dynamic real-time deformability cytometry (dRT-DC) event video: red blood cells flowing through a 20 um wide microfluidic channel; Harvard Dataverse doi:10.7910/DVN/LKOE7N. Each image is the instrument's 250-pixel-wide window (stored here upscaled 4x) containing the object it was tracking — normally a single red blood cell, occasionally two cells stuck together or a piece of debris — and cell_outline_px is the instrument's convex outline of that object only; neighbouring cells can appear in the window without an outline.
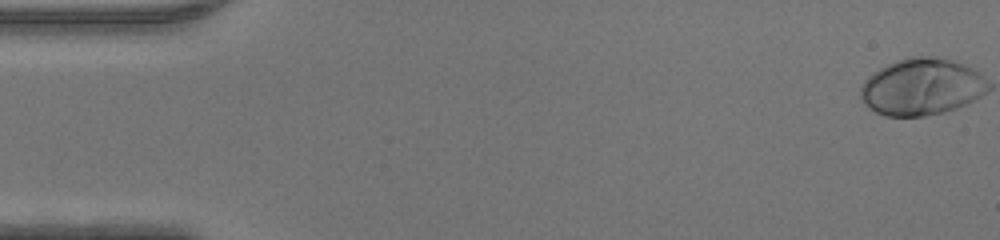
{"species": "human", "species_latin": "Homo sapiens", "temperature_condition": "warm", "stored_images_in_passage": 48, "camera_frame_rate_fps": 3000, "um_per_image_px": 0.085, "donor": {"sex": "male"}, "frame": {"image": 1, "passage_image": 1, "time_ms": 0.0, "image_size_px": [1000, 240], "cell_outline_px": [[964, 68], [956, 104], [948, 108], [936, 112], [920, 116], [888, 116], [872, 108], [864, 100], [864, 88], [868, 80], [872, 76], [884, 68], [904, 60], [940, 60], [956, 64]], "centroid_in_image_um": [77.72, 7.47], "position_along_channel_um": 7.3, "area_um2": 32.83}}
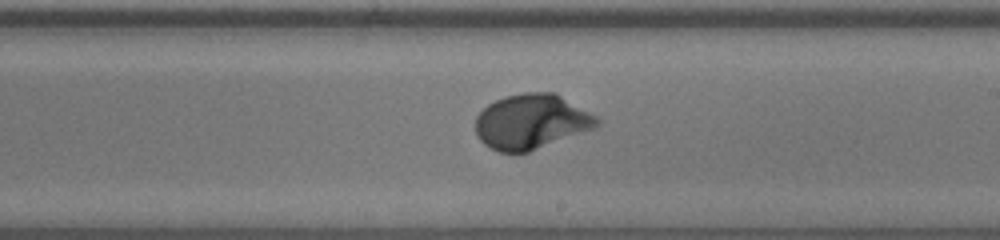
{"frame": {"image": 2, "passage_image": 28, "time_ms": 9.0, "image_size_px": [1000, 240], "cell_outline_px": [[596, 124], [524, 152], [500, 152], [492, 148], [476, 132], [476, 120], [480, 112], [488, 104], [496, 100], [508, 96], [540, 92], [552, 92], [592, 116], [596, 120]], "centroid_in_image_um": [45.0, 10.32], "position_along_channel_um": 244.0, "area_um2": 35.84}}
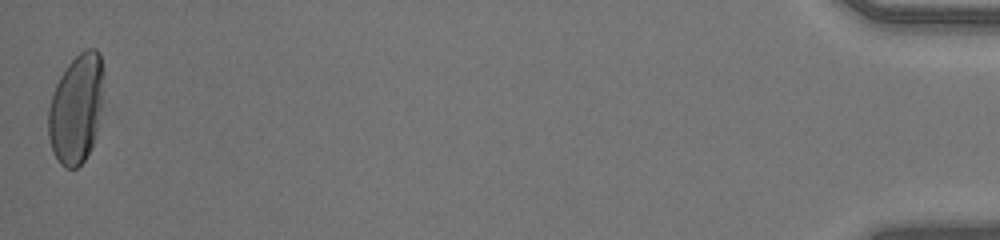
{"frame": {"image": 3, "passage_image": 48, "time_ms": 15.667, "image_size_px": [1000, 240], "cell_outline_px": [[100, 76], [92, 144], [84, 160], [76, 168], [68, 168], [56, 156], [52, 148], [48, 132], [48, 112], [52, 96], [64, 72], [72, 60], [80, 52], [88, 48], [92, 48], [100, 56]], "centroid_in_image_um": [6.38, 9.27], "position_along_channel_um": 428.8, "area_um2": 32.19}}